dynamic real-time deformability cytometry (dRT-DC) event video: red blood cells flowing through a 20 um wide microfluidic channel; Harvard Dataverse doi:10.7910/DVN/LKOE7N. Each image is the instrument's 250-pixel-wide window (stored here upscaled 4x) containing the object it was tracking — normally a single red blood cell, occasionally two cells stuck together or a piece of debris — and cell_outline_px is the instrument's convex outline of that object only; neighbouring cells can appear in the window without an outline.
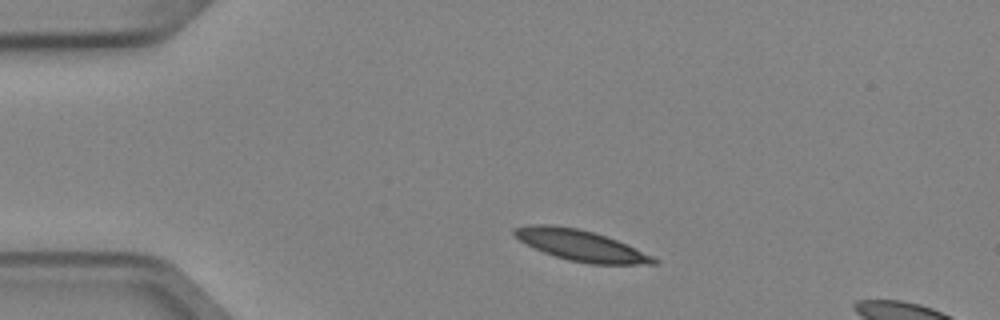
{"species": "Egyptian fruit bat (a non-hibernating species)", "species_latin": "Rousettus aegyptiacus", "temperature_condition": "cold", "stored_images_in_passage": 3, "segment_of_instrument_passage": [1, 2], "camera_frame_rate_fps": 3000, "um_per_image_px": 0.085, "animal": {"sex": "female"}, "frame": {"image": 1, "passage_image": 1, "time_ms": 0.0, "image_size_px": [1000, 320], "cell_outline_px": [[660, 260], [656, 264], [588, 264], [568, 260], [544, 252], [520, 240], [512, 232], [512, 228], [532, 224], [548, 224], [576, 228], [592, 232], [616, 240], [652, 256]], "centroid_in_image_um": [49.35, 20.86], "position_along_channel_um": 35.6, "area_um2": 24.62}}